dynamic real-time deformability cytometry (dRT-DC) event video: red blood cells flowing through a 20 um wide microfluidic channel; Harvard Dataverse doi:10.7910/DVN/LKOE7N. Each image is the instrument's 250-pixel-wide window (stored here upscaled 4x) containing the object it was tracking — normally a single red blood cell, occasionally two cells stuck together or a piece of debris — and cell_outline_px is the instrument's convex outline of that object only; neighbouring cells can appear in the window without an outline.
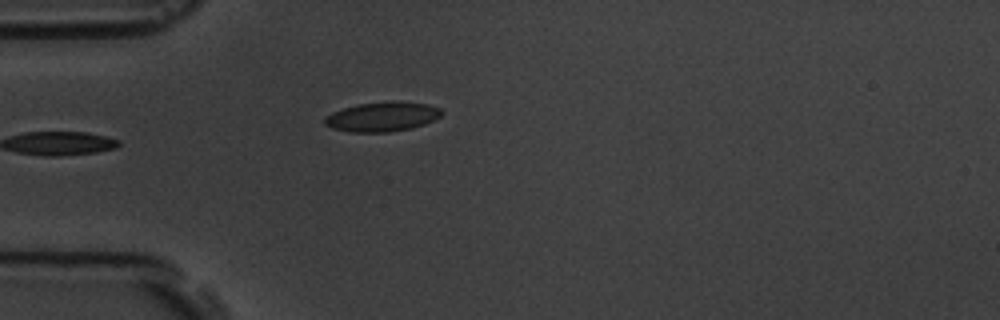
{"species": "common noctule bat (a hibernating species)", "species_latin": "Nyctalus noctula", "temperature_condition": "room temperature", "stored_images_in_passage": 6, "camera_frame_rate_fps": 3000, "um_per_image_px": 0.085, "animal": {"sex": "male", "body_mass_g": 19.5, "forearm_length_mm": 54.6}, "frame": {"image": 1, "passage_image": 6, "time_ms": 5.667, "image_size_px": [1000, 320], "cell_outline_px": [[444, 112], [440, 116], [424, 124], [412, 128], [388, 132], [352, 132], [332, 128], [324, 124], [324, 120], [332, 112], [356, 104], [428, 104], [440, 108]], "centroid_in_image_um": [32.46, 9.97], "position_along_channel_um": 52.5, "area_um2": 19.13}}